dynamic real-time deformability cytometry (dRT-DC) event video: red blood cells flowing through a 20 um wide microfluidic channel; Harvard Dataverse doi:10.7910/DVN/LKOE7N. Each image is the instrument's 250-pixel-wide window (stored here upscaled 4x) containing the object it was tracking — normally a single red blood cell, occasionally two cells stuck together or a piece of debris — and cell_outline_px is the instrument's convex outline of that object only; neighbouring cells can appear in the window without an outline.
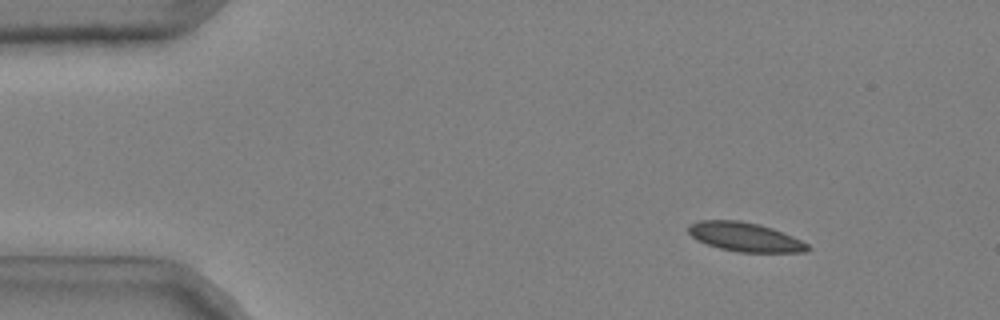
{"species": "common noctule bat (a hibernating species)", "species_latin": "Nyctalus noctula", "temperature_condition": "cold", "stored_images_in_passage": 52, "camera_frame_rate_fps": 3000, "um_per_image_px": 0.085, "animal": {"sex": "male", "body_mass_g": 20.4}, "frame": {"image": 1, "passage_image": 7, "time_ms": 2.0, "image_size_px": [1000, 320], "cell_outline_px": [[812, 248], [808, 252], [740, 252], [720, 248], [696, 240], [688, 232], [688, 224], [700, 220], [740, 220], [760, 224], [772, 228], [792, 236], [808, 244]], "centroid_in_image_um": [63.33, 20.13], "position_along_channel_um": 21.7, "area_um2": 20.23}}
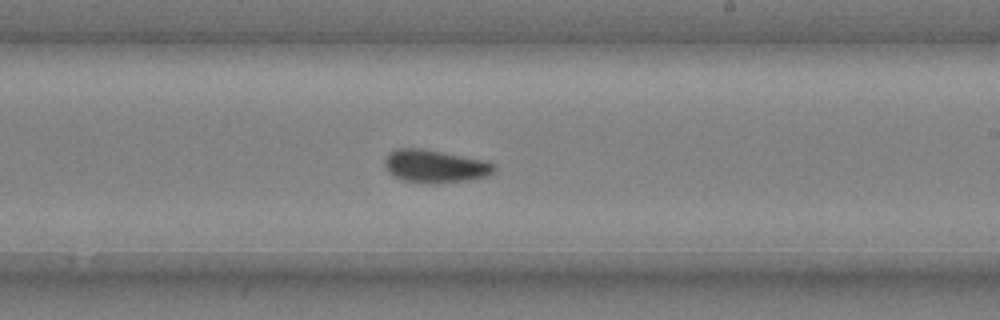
{"frame": {"image": 2, "passage_image": 32, "time_ms": 10.333, "image_size_px": [1000, 320], "cell_outline_px": [[496, 168], [488, 176], [468, 180], [400, 180], [392, 176], [388, 172], [384, 164], [384, 156], [388, 152], [396, 148], [420, 148], [488, 160], [496, 164]], "centroid_in_image_um": [36.96, 14.06], "position_along_channel_um": 252.0, "area_um2": 20.46}}
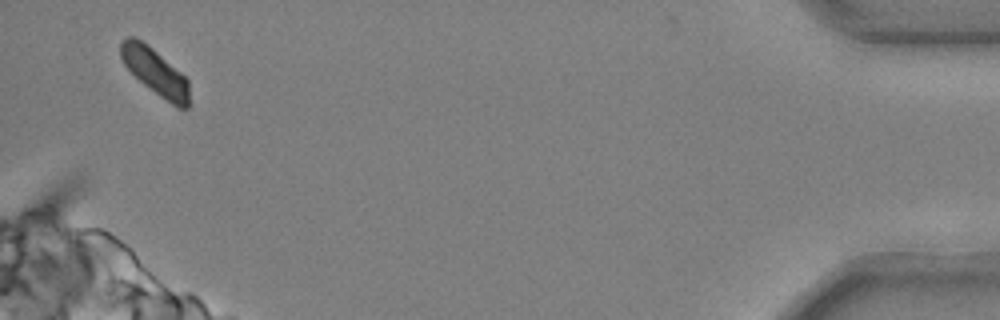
{"frame": {"image": 3, "passage_image": 51, "time_ms": 16.667, "image_size_px": [1000, 320], "cell_outline_px": [[188, 108], [176, 108], [148, 88], [124, 64], [120, 56], [120, 40], [128, 36], [136, 36], [152, 48], [180, 72], [188, 80]], "centroid_in_image_um": [13.16, 6.08], "position_along_channel_um": 422.0, "area_um2": 18.44}, "authors_computed_cell_mechanics": {"area_um2": 19.8832, "velocity_mm_per_s": 3.6911, "shape_relaxation_time_tau1_ms": 7.5075, "shape_relaxation_time_tau2_ms": null, "deformation_change_tau1": 0.1261, "deformation_change_tau2": null}}